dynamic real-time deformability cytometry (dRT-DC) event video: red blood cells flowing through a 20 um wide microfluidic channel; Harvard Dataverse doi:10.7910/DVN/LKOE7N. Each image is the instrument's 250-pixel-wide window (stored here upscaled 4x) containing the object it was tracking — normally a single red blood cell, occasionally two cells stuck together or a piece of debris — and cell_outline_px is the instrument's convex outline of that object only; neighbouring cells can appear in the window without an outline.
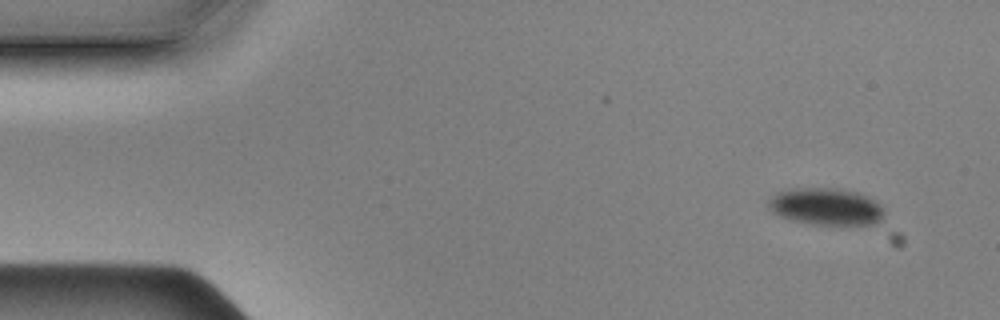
{"species": "Egyptian fruit bat (a non-hibernating species)", "species_latin": "Rousettus aegyptiacus", "temperature_condition": "cold", "stored_images_in_passage": 54, "camera_frame_rate_fps": 3000, "um_per_image_px": 0.085, "animal": {"sex": "male"}, "frame": {"image": 1, "passage_image": 1, "time_ms": 0.0, "image_size_px": [1000, 320], "cell_outline_px": [[884, 220], [872, 224], [816, 224], [796, 220], [780, 216], [772, 212], [768, 204], [768, 200], [776, 192], [788, 188], [840, 188], [856, 192], [868, 196], [876, 200], [884, 208]], "centroid_in_image_um": [70.25, 17.53], "position_along_channel_um": 14.8, "area_um2": 25.09}}
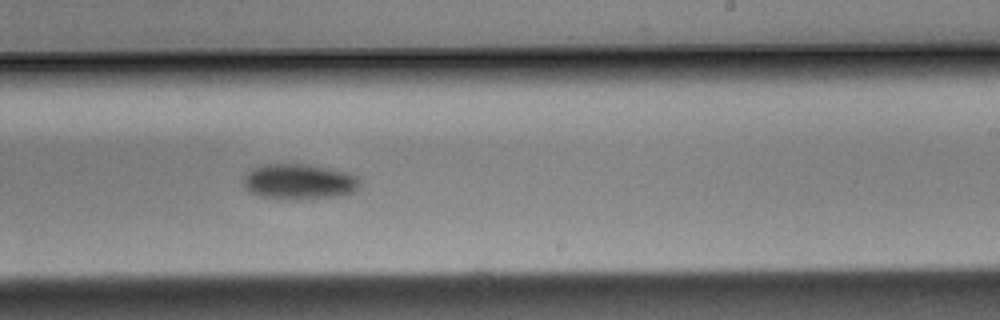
{"frame": {"image": 2, "passage_image": 31, "time_ms": 10.0, "image_size_px": [1000, 320], "cell_outline_px": [[360, 184], [352, 192], [340, 196], [264, 196], [252, 192], [244, 184], [244, 176], [252, 168], [264, 164], [308, 164], [348, 172], [356, 176], [360, 180]], "centroid_in_image_um": [25.46, 15.37], "position_along_channel_um": 263.5, "area_um2": 22.77}}
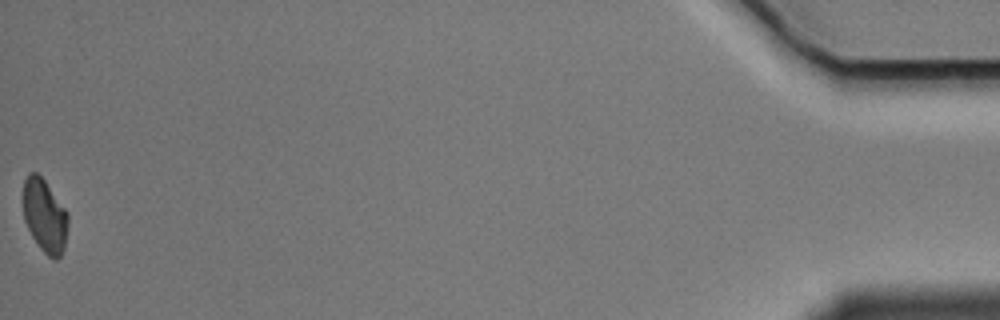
{"frame": {"image": 3, "passage_image": 54, "time_ms": 17.667, "image_size_px": [1000, 320], "cell_outline_px": [[68, 224], [64, 248], [60, 256], [56, 260], [48, 256], [40, 248], [32, 236], [24, 220], [24, 180], [28, 172], [36, 172], [44, 180], [68, 212]], "centroid_in_image_um": [3.81, 18.34], "position_along_channel_um": 431.4, "area_um2": 19.02}, "authors_computed_cell_mechanics": {"area_um2": 25.4031, "velocity_mm_per_s": 3.4957, "shape_relaxation_time_tau1_ms": 1.0736, "shape_relaxation_time_tau2_ms": null, "deformation_change_tau1": 0.0512, "deformation_change_tau2": null}}